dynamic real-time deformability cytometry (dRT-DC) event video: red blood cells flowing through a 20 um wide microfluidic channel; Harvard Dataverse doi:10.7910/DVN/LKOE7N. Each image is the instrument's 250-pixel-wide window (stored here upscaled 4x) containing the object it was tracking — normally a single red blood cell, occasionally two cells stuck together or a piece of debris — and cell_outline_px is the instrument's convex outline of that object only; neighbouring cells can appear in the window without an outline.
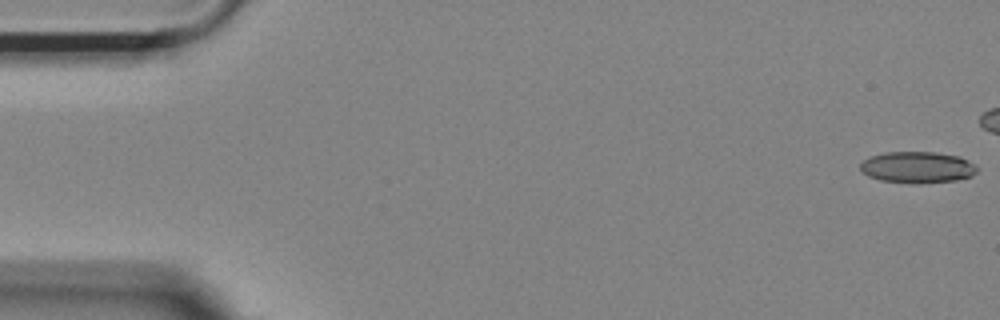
{"species": "Egyptian fruit bat (a non-hibernating species)", "species_latin": "Rousettus aegyptiacus", "temperature_condition": "room temperature", "stored_images_in_passage": 44, "camera_frame_rate_fps": 3000, "um_per_image_px": 0.085, "animal": {"sex": "female"}, "frame": {"image": 1, "passage_image": 1, "time_ms": 0.0, "image_size_px": [1000, 320], "cell_outline_px": [[976, 172], [972, 176], [956, 180], [920, 184], [916, 184], [880, 180], [868, 176], [860, 168], [860, 164], [864, 160], [872, 156], [884, 152], [936, 152], [960, 156], [972, 164], [976, 168]], "centroid_in_image_um": [77.97, 14.22], "position_along_channel_um": 7.0, "area_um2": 21.33}}
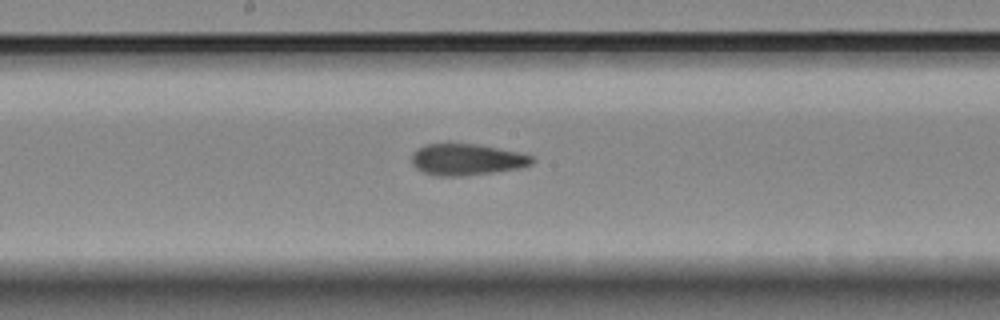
{"frame": {"image": 2, "passage_image": 28, "time_ms": 9.0, "image_size_px": [1000, 320], "cell_outline_px": [[536, 160], [532, 164], [520, 168], [464, 176], [436, 176], [424, 172], [416, 168], [412, 164], [412, 156], [424, 144], [480, 144], [516, 152], [532, 156]], "centroid_in_image_um": [39.69, 13.57], "position_along_channel_um": 208.5, "area_um2": 21.85}}
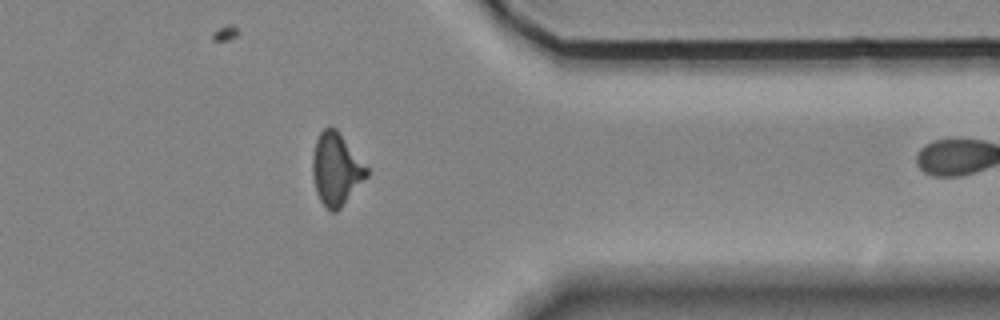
{"frame": {"image": 3, "passage_image": 43, "time_ms": 14.0, "image_size_px": [1000, 320], "cell_outline_px": [[368, 176], [340, 208], [336, 212], [332, 212], [320, 200], [316, 192], [312, 176], [312, 156], [316, 140], [320, 132], [328, 124], [332, 124], [336, 128], [368, 168]], "centroid_in_image_um": [28.55, 14.34], "position_along_channel_um": 382.8, "area_um2": 22.83}}